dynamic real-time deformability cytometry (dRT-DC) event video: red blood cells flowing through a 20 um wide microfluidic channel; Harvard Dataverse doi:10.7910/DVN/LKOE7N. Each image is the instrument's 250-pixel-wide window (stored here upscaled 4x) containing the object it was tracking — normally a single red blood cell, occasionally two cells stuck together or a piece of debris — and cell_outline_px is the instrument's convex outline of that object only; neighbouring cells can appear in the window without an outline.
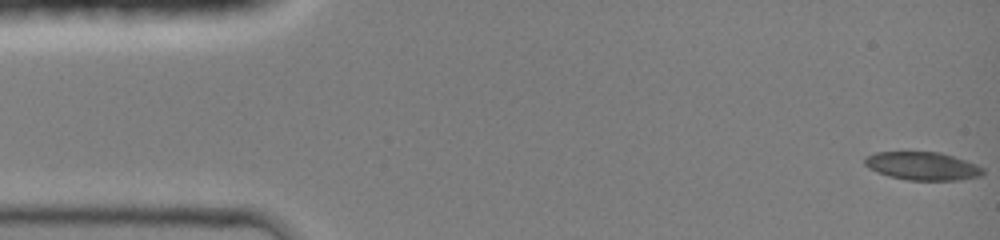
{"species": "common noctule bat (a hibernating species)", "species_latin": "Nyctalus noctula", "temperature_condition": "room temperature", "stored_images_in_passage": 46, "camera_frame_rate_fps": 3000, "um_per_image_px": 0.085, "animal": {"sex": "female", "body_mass_g": 19.0, "forearm_length_mm": 51.5}, "frame": {"image": 1, "passage_image": 1, "time_ms": 0.0, "image_size_px": [1000, 240], "cell_outline_px": [[984, 172], [980, 176], [960, 180], [908, 180], [888, 176], [876, 172], [868, 168], [864, 164], [864, 160], [868, 156], [876, 152], [940, 152], [976, 164], [984, 168]], "centroid_in_image_um": [78.4, 14.12], "position_along_channel_um": 6.6, "area_um2": 19.36}}
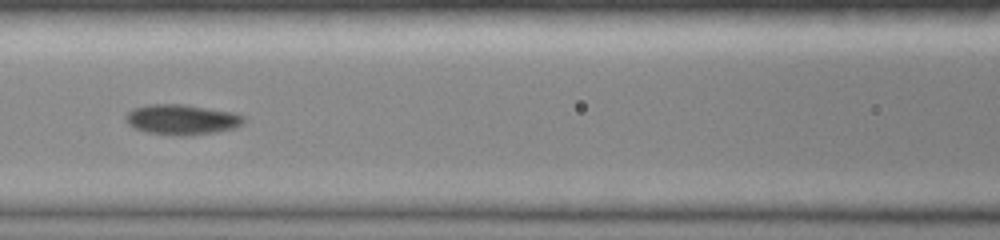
{"frame": {"image": 2, "passage_image": 20, "time_ms": 6.333, "image_size_px": [1000, 240], "cell_outline_px": [[244, 124], [236, 128], [192, 136], [180, 136], [148, 132], [132, 128], [124, 120], [124, 116], [132, 108], [148, 104], [188, 104], [236, 112], [244, 116]], "centroid_in_image_um": [15.47, 10.15], "position_along_channel_um": 151.1, "area_um2": 21.39}}
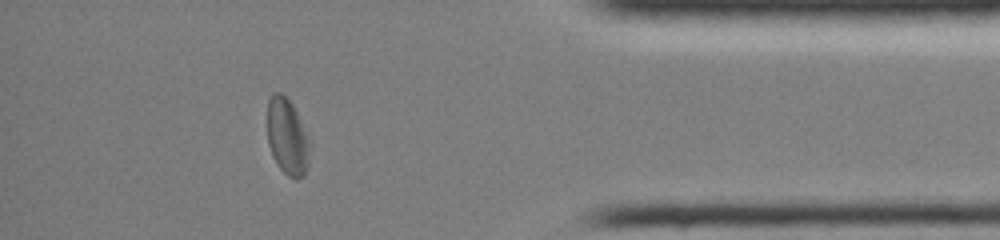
{"frame": {"image": 3, "passage_image": 40, "time_ms": 13.0, "image_size_px": [1000, 240], "cell_outline_px": [[312, 144], [308, 168], [304, 176], [296, 180], [288, 176], [276, 164], [272, 156], [268, 144], [268, 100], [272, 92], [280, 92], [292, 104]], "centroid_in_image_um": [24.45, 11.68], "position_along_channel_um": 410.8, "area_um2": 19.25}, "authors_computed_cell_mechanics": {"area_um2": 19.941, "velocity_mm_per_s": 4.2196, "shape_relaxation_time_tau1_ms": 7.914, "shape_relaxation_time_tau2_ms": 3.9972, "deformation_change_tau1": 0.1785, "deformation_change_tau2": 0.0683}}